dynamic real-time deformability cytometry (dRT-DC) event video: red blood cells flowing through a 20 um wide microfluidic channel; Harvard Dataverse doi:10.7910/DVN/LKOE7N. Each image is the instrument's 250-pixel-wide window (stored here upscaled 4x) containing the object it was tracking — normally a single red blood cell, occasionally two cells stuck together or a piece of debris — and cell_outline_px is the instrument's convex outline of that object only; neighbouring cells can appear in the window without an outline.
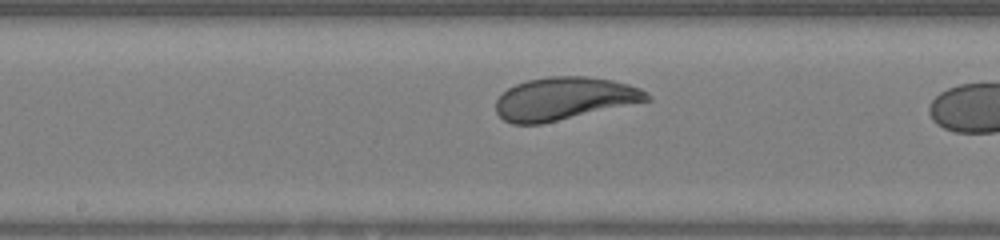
{"species": "human", "species_latin": "Homo sapiens", "temperature_condition": "warm", "stored_images_in_passage": 24, "camera_frame_rate_fps": 3000, "um_per_image_px": 0.085, "donor": {"sex": "female"}, "frame": {"image": 1, "passage_image": 11, "time_ms": 3.333, "image_size_px": [1000, 240], "cell_outline_px": [[652, 100], [540, 124], [512, 124], [504, 120], [496, 112], [496, 100], [508, 88], [516, 84], [528, 80], [548, 76], [588, 76], [612, 80], [628, 84], [640, 88], [652, 96]], "centroid_in_image_um": [47.97, 8.38], "position_along_channel_um": 200.2, "area_um2": 37.57}}
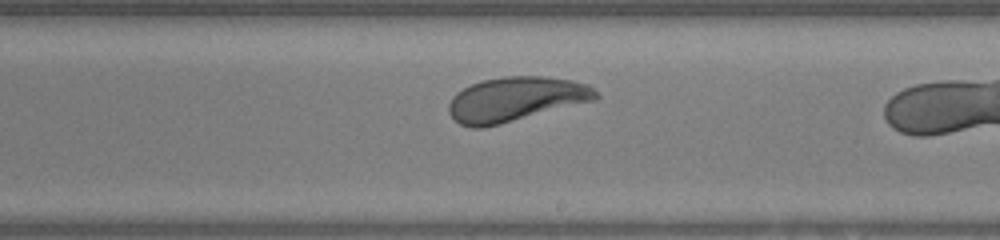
{"frame": {"image": 2, "passage_image": 14, "time_ms": 4.333, "image_size_px": [1000, 240], "cell_outline_px": [[600, 96], [596, 100], [484, 128], [472, 128], [460, 124], [448, 112], [448, 104], [452, 96], [456, 92], [472, 84], [484, 80], [504, 76], [544, 76], [572, 80], [588, 84]], "centroid_in_image_um": [43.83, 8.43], "position_along_channel_um": 245.2, "area_um2": 38.15}}
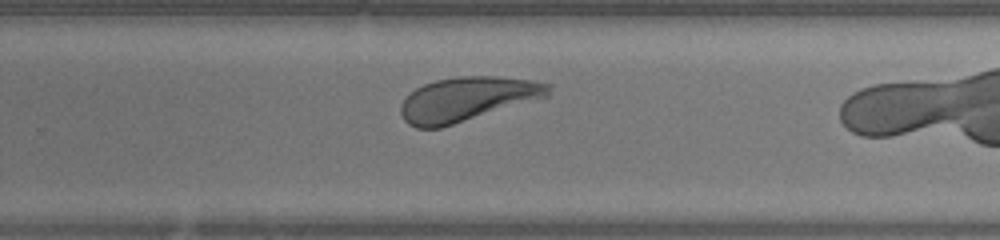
{"frame": {"image": 3, "passage_image": 17, "time_ms": 5.333, "image_size_px": [1000, 240], "cell_outline_px": [[552, 84], [548, 96], [440, 128], [416, 128], [408, 124], [404, 120], [400, 112], [400, 104], [416, 88], [424, 84], [436, 80], [456, 76], [496, 76], [536, 80]], "centroid_in_image_um": [39.71, 8.41], "position_along_channel_um": 290.1, "area_um2": 37.92}}